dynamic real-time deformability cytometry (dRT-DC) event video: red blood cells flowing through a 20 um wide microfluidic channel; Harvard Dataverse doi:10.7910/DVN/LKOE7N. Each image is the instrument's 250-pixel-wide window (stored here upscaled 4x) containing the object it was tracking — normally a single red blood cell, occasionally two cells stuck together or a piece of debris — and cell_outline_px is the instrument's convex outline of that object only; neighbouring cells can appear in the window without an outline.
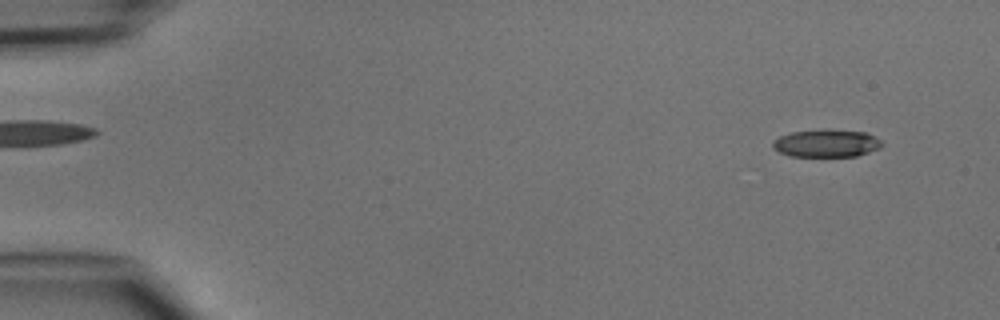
{"species": "common noctule bat (a hibernating species)", "species_latin": "Nyctalus noctula", "temperature_condition": "cold", "stored_images_in_passage": 6, "segment_of_instrument_passage": [2, 2], "camera_frame_rate_fps": 3000, "um_per_image_px": 0.085, "animal": {"sex": "male", "body_mass_g": 15.6}, "frame": {"image": 1, "passage_image": 6, "time_ms": 5.667, "image_size_px": [1000, 320], "cell_outline_px": [[884, 144], [880, 148], [856, 156], [788, 156], [772, 148], [772, 140], [780, 136], [792, 132], [828, 128], [864, 132], [880, 140]], "centroid_in_image_um": [70.22, 12.17], "position_along_channel_um": 14.8, "area_um2": 17.74}}